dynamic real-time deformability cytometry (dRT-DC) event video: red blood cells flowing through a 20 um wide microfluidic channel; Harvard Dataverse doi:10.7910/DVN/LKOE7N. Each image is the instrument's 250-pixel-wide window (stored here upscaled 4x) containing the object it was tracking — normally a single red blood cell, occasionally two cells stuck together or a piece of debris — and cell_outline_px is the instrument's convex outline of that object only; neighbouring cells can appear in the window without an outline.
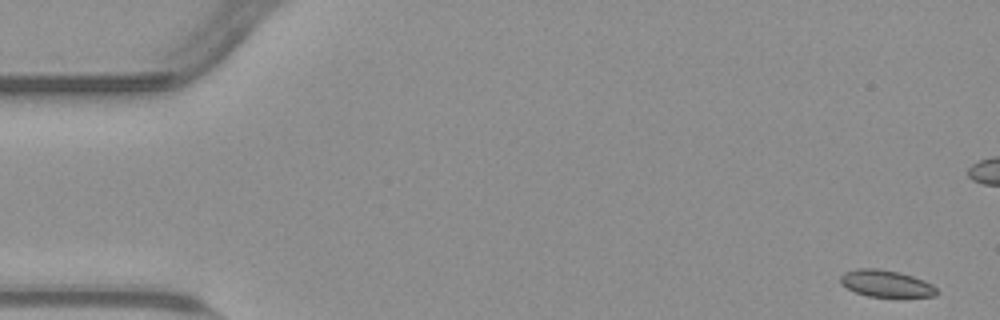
{"species": "common noctule bat (a hibernating species)", "species_latin": "Nyctalus noctula", "temperature_condition": "warm", "stored_images_in_passage": 41, "camera_frame_rate_fps": 3000, "um_per_image_px": 0.085, "animal": {"sex": "male", "body_mass_g": 23.1, "forearm_length_mm": 52.7}, "frame": {"image": 1, "passage_image": 1, "time_ms": 0.0, "image_size_px": [1000, 320], "cell_outline_px": [[940, 292], [936, 296], [868, 296], [856, 292], [840, 284], [840, 276], [844, 272], [856, 268], [880, 268], [900, 272], [924, 280], [932, 284]], "centroid_in_image_um": [75.31, 24.08], "position_along_channel_um": 9.7, "area_um2": 15.09}}
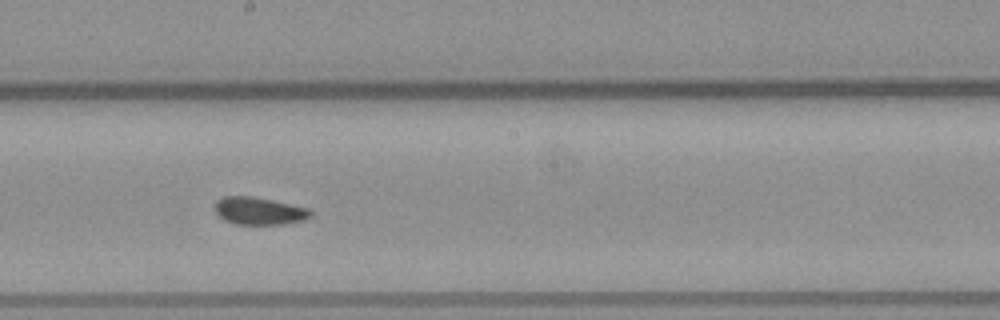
{"frame": {"image": 2, "passage_image": 29, "time_ms": 9.333, "image_size_px": [1000, 320], "cell_outline_px": [[312, 216], [304, 220], [284, 224], [236, 224], [224, 220], [212, 208], [216, 200], [224, 196], [252, 196], [272, 200], [308, 208], [312, 212]], "centroid_in_image_um": [21.99, 17.92], "position_along_channel_um": 226.2, "area_um2": 15.43}}
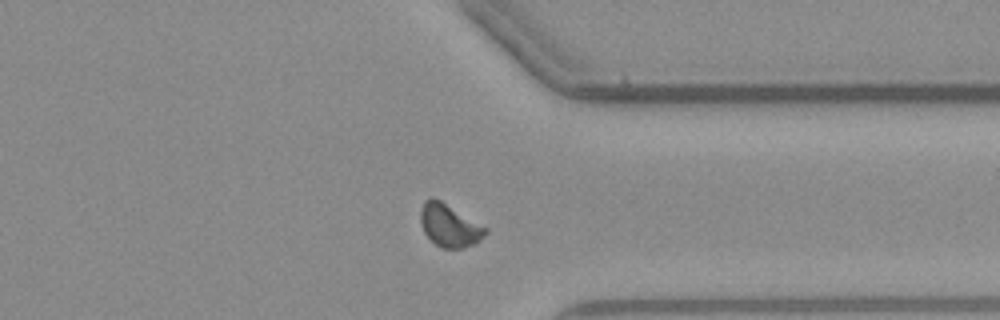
{"frame": {"image": 3, "passage_image": 41, "time_ms": 13.333, "image_size_px": [1000, 320], "cell_outline_px": [[488, 232], [476, 244], [460, 248], [440, 248], [424, 232], [420, 220], [420, 208], [424, 200], [432, 196], [440, 200], [488, 228]], "centroid_in_image_um": [38.2, 19.15], "position_along_channel_um": 373.2, "area_um2": 16.18}, "authors_computed_cell_mechanics": {"area_um2": 15.5482, "velocity_mm_per_s": 3.7683, "shape_relaxation_time_tau1_ms": null, "shape_relaxation_time_tau2_ms": 5.301, "deformation_change_tau1": null, "deformation_change_tau2": 0.1}}